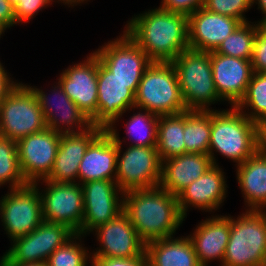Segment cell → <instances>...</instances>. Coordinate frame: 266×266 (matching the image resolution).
<instances>
[{
    "mask_svg": "<svg viewBox=\"0 0 266 266\" xmlns=\"http://www.w3.org/2000/svg\"><path fill=\"white\" fill-rule=\"evenodd\" d=\"M127 22L124 32L153 62H171L189 49L188 15L157 7Z\"/></svg>",
    "mask_w": 266,
    "mask_h": 266,
    "instance_id": "obj_1",
    "label": "cell"
},
{
    "mask_svg": "<svg viewBox=\"0 0 266 266\" xmlns=\"http://www.w3.org/2000/svg\"><path fill=\"white\" fill-rule=\"evenodd\" d=\"M123 197V211L145 244L174 237L185 220L177 196L160 186L126 191Z\"/></svg>",
    "mask_w": 266,
    "mask_h": 266,
    "instance_id": "obj_2",
    "label": "cell"
},
{
    "mask_svg": "<svg viewBox=\"0 0 266 266\" xmlns=\"http://www.w3.org/2000/svg\"><path fill=\"white\" fill-rule=\"evenodd\" d=\"M260 125L250 120L236 106L226 110L211 109L209 156L218 165L214 152L242 164L259 149Z\"/></svg>",
    "mask_w": 266,
    "mask_h": 266,
    "instance_id": "obj_3",
    "label": "cell"
},
{
    "mask_svg": "<svg viewBox=\"0 0 266 266\" xmlns=\"http://www.w3.org/2000/svg\"><path fill=\"white\" fill-rule=\"evenodd\" d=\"M171 63L187 110H211V104L223 101L214 85L211 52L189 48Z\"/></svg>",
    "mask_w": 266,
    "mask_h": 266,
    "instance_id": "obj_4",
    "label": "cell"
},
{
    "mask_svg": "<svg viewBox=\"0 0 266 266\" xmlns=\"http://www.w3.org/2000/svg\"><path fill=\"white\" fill-rule=\"evenodd\" d=\"M135 107L157 116L187 110L171 62H152L146 69L135 93Z\"/></svg>",
    "mask_w": 266,
    "mask_h": 266,
    "instance_id": "obj_5",
    "label": "cell"
},
{
    "mask_svg": "<svg viewBox=\"0 0 266 266\" xmlns=\"http://www.w3.org/2000/svg\"><path fill=\"white\" fill-rule=\"evenodd\" d=\"M221 266H266V220L260 211L230 216V237Z\"/></svg>",
    "mask_w": 266,
    "mask_h": 266,
    "instance_id": "obj_6",
    "label": "cell"
},
{
    "mask_svg": "<svg viewBox=\"0 0 266 266\" xmlns=\"http://www.w3.org/2000/svg\"><path fill=\"white\" fill-rule=\"evenodd\" d=\"M116 126L107 131L117 143V166L115 181L123 191L157 187L161 180L162 161L156 146L140 147L128 145L123 152ZM122 153V154H121ZM121 155V156H120Z\"/></svg>",
    "mask_w": 266,
    "mask_h": 266,
    "instance_id": "obj_7",
    "label": "cell"
},
{
    "mask_svg": "<svg viewBox=\"0 0 266 266\" xmlns=\"http://www.w3.org/2000/svg\"><path fill=\"white\" fill-rule=\"evenodd\" d=\"M47 127L32 90L18 83L0 104V136L18 141Z\"/></svg>",
    "mask_w": 266,
    "mask_h": 266,
    "instance_id": "obj_8",
    "label": "cell"
},
{
    "mask_svg": "<svg viewBox=\"0 0 266 266\" xmlns=\"http://www.w3.org/2000/svg\"><path fill=\"white\" fill-rule=\"evenodd\" d=\"M38 185L29 183L1 197V222L10 241L29 234L44 221Z\"/></svg>",
    "mask_w": 266,
    "mask_h": 266,
    "instance_id": "obj_9",
    "label": "cell"
},
{
    "mask_svg": "<svg viewBox=\"0 0 266 266\" xmlns=\"http://www.w3.org/2000/svg\"><path fill=\"white\" fill-rule=\"evenodd\" d=\"M76 233L61 223L43 221L29 234L12 240L0 263H40Z\"/></svg>",
    "mask_w": 266,
    "mask_h": 266,
    "instance_id": "obj_10",
    "label": "cell"
},
{
    "mask_svg": "<svg viewBox=\"0 0 266 266\" xmlns=\"http://www.w3.org/2000/svg\"><path fill=\"white\" fill-rule=\"evenodd\" d=\"M138 85L120 81L97 58V114L91 119L92 126L107 130L115 126L124 113L134 110Z\"/></svg>",
    "mask_w": 266,
    "mask_h": 266,
    "instance_id": "obj_11",
    "label": "cell"
},
{
    "mask_svg": "<svg viewBox=\"0 0 266 266\" xmlns=\"http://www.w3.org/2000/svg\"><path fill=\"white\" fill-rule=\"evenodd\" d=\"M46 188L39 189L43 220L61 223L78 233L84 216L83 190L80 183H57L43 179ZM43 192V193H42Z\"/></svg>",
    "mask_w": 266,
    "mask_h": 266,
    "instance_id": "obj_12",
    "label": "cell"
},
{
    "mask_svg": "<svg viewBox=\"0 0 266 266\" xmlns=\"http://www.w3.org/2000/svg\"><path fill=\"white\" fill-rule=\"evenodd\" d=\"M93 53L108 71L124 83H140L153 62L124 31L119 38L108 41Z\"/></svg>",
    "mask_w": 266,
    "mask_h": 266,
    "instance_id": "obj_13",
    "label": "cell"
},
{
    "mask_svg": "<svg viewBox=\"0 0 266 266\" xmlns=\"http://www.w3.org/2000/svg\"><path fill=\"white\" fill-rule=\"evenodd\" d=\"M81 185L84 216L81 230L77 234L86 236L123 212L124 192L114 180H94Z\"/></svg>",
    "mask_w": 266,
    "mask_h": 266,
    "instance_id": "obj_14",
    "label": "cell"
},
{
    "mask_svg": "<svg viewBox=\"0 0 266 266\" xmlns=\"http://www.w3.org/2000/svg\"><path fill=\"white\" fill-rule=\"evenodd\" d=\"M60 140L61 133L46 127L16 142L21 171L28 183H39L50 175Z\"/></svg>",
    "mask_w": 266,
    "mask_h": 266,
    "instance_id": "obj_15",
    "label": "cell"
},
{
    "mask_svg": "<svg viewBox=\"0 0 266 266\" xmlns=\"http://www.w3.org/2000/svg\"><path fill=\"white\" fill-rule=\"evenodd\" d=\"M99 241V249L91 257L133 258L145 253L146 244L123 211L114 219L93 230Z\"/></svg>",
    "mask_w": 266,
    "mask_h": 266,
    "instance_id": "obj_16",
    "label": "cell"
},
{
    "mask_svg": "<svg viewBox=\"0 0 266 266\" xmlns=\"http://www.w3.org/2000/svg\"><path fill=\"white\" fill-rule=\"evenodd\" d=\"M56 84L57 86L54 85L53 89H51L52 93L50 95H53L55 100L57 99L55 106L52 104L54 99L51 101V97L47 95L48 93L35 86L27 85L37 98L38 104L43 111L47 128L59 133H79L92 127L91 120L86 114L68 97L60 83Z\"/></svg>",
    "mask_w": 266,
    "mask_h": 266,
    "instance_id": "obj_17",
    "label": "cell"
},
{
    "mask_svg": "<svg viewBox=\"0 0 266 266\" xmlns=\"http://www.w3.org/2000/svg\"><path fill=\"white\" fill-rule=\"evenodd\" d=\"M86 58L63 70L57 80L68 97L91 120L97 114V56L90 53Z\"/></svg>",
    "mask_w": 266,
    "mask_h": 266,
    "instance_id": "obj_18",
    "label": "cell"
},
{
    "mask_svg": "<svg viewBox=\"0 0 266 266\" xmlns=\"http://www.w3.org/2000/svg\"><path fill=\"white\" fill-rule=\"evenodd\" d=\"M243 22L231 16L199 8L188 15L189 48L212 52Z\"/></svg>",
    "mask_w": 266,
    "mask_h": 266,
    "instance_id": "obj_19",
    "label": "cell"
},
{
    "mask_svg": "<svg viewBox=\"0 0 266 266\" xmlns=\"http://www.w3.org/2000/svg\"><path fill=\"white\" fill-rule=\"evenodd\" d=\"M214 85L219 97L236 106L244 97L254 73L251 60L211 52Z\"/></svg>",
    "mask_w": 266,
    "mask_h": 266,
    "instance_id": "obj_20",
    "label": "cell"
},
{
    "mask_svg": "<svg viewBox=\"0 0 266 266\" xmlns=\"http://www.w3.org/2000/svg\"><path fill=\"white\" fill-rule=\"evenodd\" d=\"M224 174L221 167L213 165L177 195L179 210L184 218L190 206L206 212L219 208L226 198L228 188Z\"/></svg>",
    "mask_w": 266,
    "mask_h": 266,
    "instance_id": "obj_21",
    "label": "cell"
},
{
    "mask_svg": "<svg viewBox=\"0 0 266 266\" xmlns=\"http://www.w3.org/2000/svg\"><path fill=\"white\" fill-rule=\"evenodd\" d=\"M102 131V128L92 126L79 133H61L53 169L45 180L57 183H78L80 162L90 143Z\"/></svg>",
    "mask_w": 266,
    "mask_h": 266,
    "instance_id": "obj_22",
    "label": "cell"
},
{
    "mask_svg": "<svg viewBox=\"0 0 266 266\" xmlns=\"http://www.w3.org/2000/svg\"><path fill=\"white\" fill-rule=\"evenodd\" d=\"M117 166V143L103 130L88 146L78 171V183L114 180Z\"/></svg>",
    "mask_w": 266,
    "mask_h": 266,
    "instance_id": "obj_23",
    "label": "cell"
},
{
    "mask_svg": "<svg viewBox=\"0 0 266 266\" xmlns=\"http://www.w3.org/2000/svg\"><path fill=\"white\" fill-rule=\"evenodd\" d=\"M202 266L212 260L223 262L230 237V215H215L201 221L194 233L188 235Z\"/></svg>",
    "mask_w": 266,
    "mask_h": 266,
    "instance_id": "obj_24",
    "label": "cell"
},
{
    "mask_svg": "<svg viewBox=\"0 0 266 266\" xmlns=\"http://www.w3.org/2000/svg\"><path fill=\"white\" fill-rule=\"evenodd\" d=\"M213 165L210 156L206 154L184 153L165 159L162 161L159 186L177 196Z\"/></svg>",
    "mask_w": 266,
    "mask_h": 266,
    "instance_id": "obj_25",
    "label": "cell"
},
{
    "mask_svg": "<svg viewBox=\"0 0 266 266\" xmlns=\"http://www.w3.org/2000/svg\"><path fill=\"white\" fill-rule=\"evenodd\" d=\"M236 168L247 210L260 211L266 206V154L259 148Z\"/></svg>",
    "mask_w": 266,
    "mask_h": 266,
    "instance_id": "obj_26",
    "label": "cell"
},
{
    "mask_svg": "<svg viewBox=\"0 0 266 266\" xmlns=\"http://www.w3.org/2000/svg\"><path fill=\"white\" fill-rule=\"evenodd\" d=\"M145 252L149 266H202L188 236L149 242Z\"/></svg>",
    "mask_w": 266,
    "mask_h": 266,
    "instance_id": "obj_27",
    "label": "cell"
},
{
    "mask_svg": "<svg viewBox=\"0 0 266 266\" xmlns=\"http://www.w3.org/2000/svg\"><path fill=\"white\" fill-rule=\"evenodd\" d=\"M156 147L161 161L185 153L184 112L159 116Z\"/></svg>",
    "mask_w": 266,
    "mask_h": 266,
    "instance_id": "obj_28",
    "label": "cell"
},
{
    "mask_svg": "<svg viewBox=\"0 0 266 266\" xmlns=\"http://www.w3.org/2000/svg\"><path fill=\"white\" fill-rule=\"evenodd\" d=\"M211 110L184 111L185 153L209 154Z\"/></svg>",
    "mask_w": 266,
    "mask_h": 266,
    "instance_id": "obj_29",
    "label": "cell"
},
{
    "mask_svg": "<svg viewBox=\"0 0 266 266\" xmlns=\"http://www.w3.org/2000/svg\"><path fill=\"white\" fill-rule=\"evenodd\" d=\"M236 107L259 125L266 122V73H253L245 95ZM245 108H248L247 112Z\"/></svg>",
    "mask_w": 266,
    "mask_h": 266,
    "instance_id": "obj_30",
    "label": "cell"
},
{
    "mask_svg": "<svg viewBox=\"0 0 266 266\" xmlns=\"http://www.w3.org/2000/svg\"><path fill=\"white\" fill-rule=\"evenodd\" d=\"M258 31L259 26L256 22L255 24L253 22L242 23L214 52L251 60L254 40Z\"/></svg>",
    "mask_w": 266,
    "mask_h": 266,
    "instance_id": "obj_31",
    "label": "cell"
},
{
    "mask_svg": "<svg viewBox=\"0 0 266 266\" xmlns=\"http://www.w3.org/2000/svg\"><path fill=\"white\" fill-rule=\"evenodd\" d=\"M6 183L8 190L29 184L21 171L16 141L0 136V187Z\"/></svg>",
    "mask_w": 266,
    "mask_h": 266,
    "instance_id": "obj_32",
    "label": "cell"
},
{
    "mask_svg": "<svg viewBox=\"0 0 266 266\" xmlns=\"http://www.w3.org/2000/svg\"><path fill=\"white\" fill-rule=\"evenodd\" d=\"M135 109H138L139 112L137 111V113L133 114L125 124V128L127 129L126 134H128L130 139H134V142L130 146H156L159 116L145 109L136 107Z\"/></svg>",
    "mask_w": 266,
    "mask_h": 266,
    "instance_id": "obj_33",
    "label": "cell"
},
{
    "mask_svg": "<svg viewBox=\"0 0 266 266\" xmlns=\"http://www.w3.org/2000/svg\"><path fill=\"white\" fill-rule=\"evenodd\" d=\"M82 237L84 236L76 233L63 246L58 247L48 257L47 266H87V261L91 262V255L82 243H79Z\"/></svg>",
    "mask_w": 266,
    "mask_h": 266,
    "instance_id": "obj_34",
    "label": "cell"
},
{
    "mask_svg": "<svg viewBox=\"0 0 266 266\" xmlns=\"http://www.w3.org/2000/svg\"><path fill=\"white\" fill-rule=\"evenodd\" d=\"M203 7L210 12L231 16L243 23L250 22L246 20L244 12L252 7V0H205Z\"/></svg>",
    "mask_w": 266,
    "mask_h": 266,
    "instance_id": "obj_35",
    "label": "cell"
},
{
    "mask_svg": "<svg viewBox=\"0 0 266 266\" xmlns=\"http://www.w3.org/2000/svg\"><path fill=\"white\" fill-rule=\"evenodd\" d=\"M53 0H19L14 6L16 24H22L29 22L34 18L33 16L37 15L39 11L45 7H48L49 4H52Z\"/></svg>",
    "mask_w": 266,
    "mask_h": 266,
    "instance_id": "obj_36",
    "label": "cell"
},
{
    "mask_svg": "<svg viewBox=\"0 0 266 266\" xmlns=\"http://www.w3.org/2000/svg\"><path fill=\"white\" fill-rule=\"evenodd\" d=\"M91 266H149L146 252L133 258L91 257Z\"/></svg>",
    "mask_w": 266,
    "mask_h": 266,
    "instance_id": "obj_37",
    "label": "cell"
},
{
    "mask_svg": "<svg viewBox=\"0 0 266 266\" xmlns=\"http://www.w3.org/2000/svg\"><path fill=\"white\" fill-rule=\"evenodd\" d=\"M254 73H266V36L257 32L251 58Z\"/></svg>",
    "mask_w": 266,
    "mask_h": 266,
    "instance_id": "obj_38",
    "label": "cell"
},
{
    "mask_svg": "<svg viewBox=\"0 0 266 266\" xmlns=\"http://www.w3.org/2000/svg\"><path fill=\"white\" fill-rule=\"evenodd\" d=\"M205 0H162L159 8L190 15L199 8L203 7Z\"/></svg>",
    "mask_w": 266,
    "mask_h": 266,
    "instance_id": "obj_39",
    "label": "cell"
},
{
    "mask_svg": "<svg viewBox=\"0 0 266 266\" xmlns=\"http://www.w3.org/2000/svg\"><path fill=\"white\" fill-rule=\"evenodd\" d=\"M14 25H16L14 6L9 0H0V31L4 33Z\"/></svg>",
    "mask_w": 266,
    "mask_h": 266,
    "instance_id": "obj_40",
    "label": "cell"
},
{
    "mask_svg": "<svg viewBox=\"0 0 266 266\" xmlns=\"http://www.w3.org/2000/svg\"><path fill=\"white\" fill-rule=\"evenodd\" d=\"M11 79L9 73L4 69V65L0 62V104L18 84Z\"/></svg>",
    "mask_w": 266,
    "mask_h": 266,
    "instance_id": "obj_41",
    "label": "cell"
},
{
    "mask_svg": "<svg viewBox=\"0 0 266 266\" xmlns=\"http://www.w3.org/2000/svg\"><path fill=\"white\" fill-rule=\"evenodd\" d=\"M259 148L266 154V122L260 125Z\"/></svg>",
    "mask_w": 266,
    "mask_h": 266,
    "instance_id": "obj_42",
    "label": "cell"
},
{
    "mask_svg": "<svg viewBox=\"0 0 266 266\" xmlns=\"http://www.w3.org/2000/svg\"><path fill=\"white\" fill-rule=\"evenodd\" d=\"M0 266H47L46 262L40 263H0Z\"/></svg>",
    "mask_w": 266,
    "mask_h": 266,
    "instance_id": "obj_43",
    "label": "cell"
},
{
    "mask_svg": "<svg viewBox=\"0 0 266 266\" xmlns=\"http://www.w3.org/2000/svg\"><path fill=\"white\" fill-rule=\"evenodd\" d=\"M258 4V9L261 10V13L266 17V0H252V6Z\"/></svg>",
    "mask_w": 266,
    "mask_h": 266,
    "instance_id": "obj_44",
    "label": "cell"
},
{
    "mask_svg": "<svg viewBox=\"0 0 266 266\" xmlns=\"http://www.w3.org/2000/svg\"><path fill=\"white\" fill-rule=\"evenodd\" d=\"M60 3H64L66 5H68V7L70 6H77L78 4L80 3H85L84 1H87L88 0H58ZM53 2H56V0H54Z\"/></svg>",
    "mask_w": 266,
    "mask_h": 266,
    "instance_id": "obj_45",
    "label": "cell"
},
{
    "mask_svg": "<svg viewBox=\"0 0 266 266\" xmlns=\"http://www.w3.org/2000/svg\"><path fill=\"white\" fill-rule=\"evenodd\" d=\"M259 26V31L266 36V17H262L260 21L257 22Z\"/></svg>",
    "mask_w": 266,
    "mask_h": 266,
    "instance_id": "obj_46",
    "label": "cell"
},
{
    "mask_svg": "<svg viewBox=\"0 0 266 266\" xmlns=\"http://www.w3.org/2000/svg\"><path fill=\"white\" fill-rule=\"evenodd\" d=\"M260 212L262 213V215L264 216L265 220H266V206L263 207Z\"/></svg>",
    "mask_w": 266,
    "mask_h": 266,
    "instance_id": "obj_47",
    "label": "cell"
},
{
    "mask_svg": "<svg viewBox=\"0 0 266 266\" xmlns=\"http://www.w3.org/2000/svg\"><path fill=\"white\" fill-rule=\"evenodd\" d=\"M9 1H10V3H11L13 6H15L19 0H9Z\"/></svg>",
    "mask_w": 266,
    "mask_h": 266,
    "instance_id": "obj_48",
    "label": "cell"
}]
</instances>
